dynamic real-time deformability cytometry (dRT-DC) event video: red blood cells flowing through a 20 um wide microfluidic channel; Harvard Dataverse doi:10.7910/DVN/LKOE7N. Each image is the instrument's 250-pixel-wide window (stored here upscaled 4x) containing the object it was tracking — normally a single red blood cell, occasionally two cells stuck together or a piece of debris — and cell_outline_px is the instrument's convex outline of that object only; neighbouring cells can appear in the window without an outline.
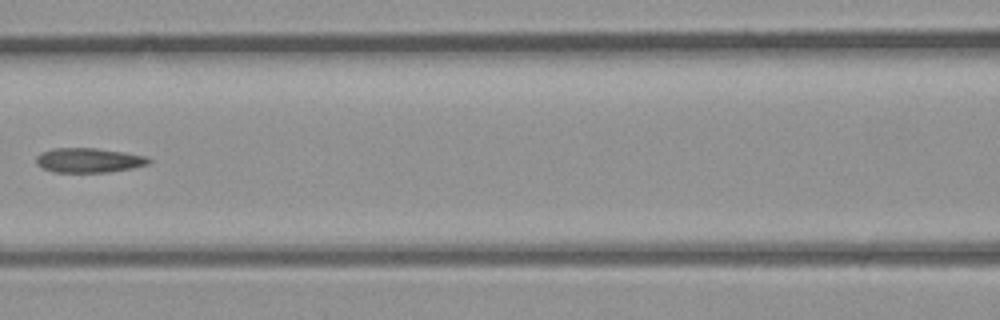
{"species": "common noctule bat (a hibernating species)", "species_latin": "Nyctalus noctula", "temperature_condition": "room temperature", "stored_images_in_passage": 29, "camera_frame_rate_fps": 3000, "um_per_image_px": 0.085, "animal": {"sex": "male", "body_mass_g": 23.1, "forearm_length_mm": 52.7}, "frame": {"image": 1, "passage_image": 9, "time_ms": 2.667, "image_size_px": [1000, 320], "cell_outline_px": [[152, 160], [148, 164], [132, 168], [112, 172], [56, 172], [40, 168], [36, 164], [36, 156], [40, 152], [52, 148], [96, 148], [124, 152], [144, 156]], "centroid_in_image_um": [7.5, 13.62], "position_along_channel_um": 159.1, "area_um2": 16.24}}
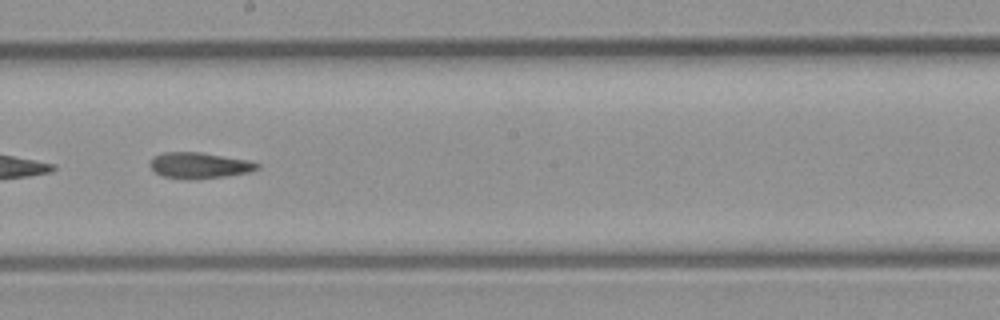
{"frame": {"image": 2, "passage_image": 13, "time_ms": 4.0, "image_size_px": [1000, 320], "cell_outline_px": [[260, 168], [248, 172], [224, 176], [184, 180], [164, 176], [156, 172], [148, 164], [152, 156], [164, 152], [200, 152], [248, 160], [260, 164]], "centroid_in_image_um": [16.91, 14.05], "position_along_channel_um": 231.3, "area_um2": 16.18}}